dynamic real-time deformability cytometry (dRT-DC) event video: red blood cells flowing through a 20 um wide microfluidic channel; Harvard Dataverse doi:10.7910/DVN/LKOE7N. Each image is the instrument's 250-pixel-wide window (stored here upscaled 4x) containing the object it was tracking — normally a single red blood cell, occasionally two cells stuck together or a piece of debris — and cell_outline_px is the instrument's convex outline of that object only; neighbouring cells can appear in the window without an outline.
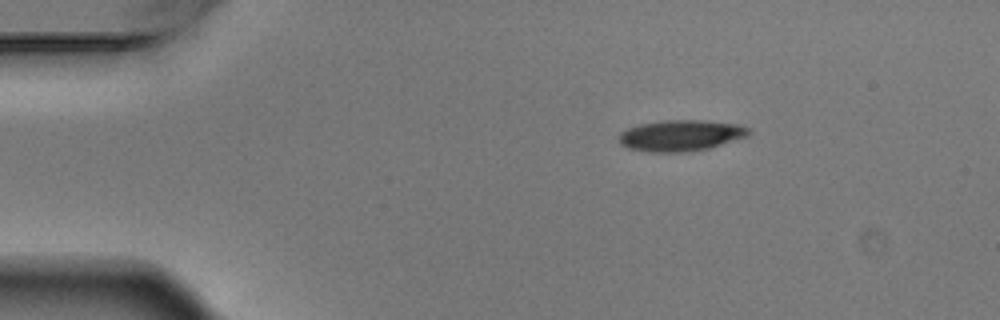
{"species": "Egyptian fruit bat (a non-hibernating species)", "species_latin": "Rousettus aegyptiacus", "temperature_condition": "warm", "stored_images_in_passage": 6, "camera_frame_rate_fps": 3000, "um_per_image_px": 0.085, "animal": {"sex": "male"}, "frame": {"image": 1, "passage_image": 3, "time_ms": 0.667, "image_size_px": [1000, 320], "cell_outline_px": [[752, 132], [748, 136], [708, 148], [680, 152], [652, 152], [628, 148], [620, 144], [620, 132], [628, 128], [640, 124], [660, 120], [708, 120], [740, 124], [748, 128]], "centroid_in_image_um": [57.89, 11.5], "position_along_channel_um": 27.1, "area_um2": 23.52}}